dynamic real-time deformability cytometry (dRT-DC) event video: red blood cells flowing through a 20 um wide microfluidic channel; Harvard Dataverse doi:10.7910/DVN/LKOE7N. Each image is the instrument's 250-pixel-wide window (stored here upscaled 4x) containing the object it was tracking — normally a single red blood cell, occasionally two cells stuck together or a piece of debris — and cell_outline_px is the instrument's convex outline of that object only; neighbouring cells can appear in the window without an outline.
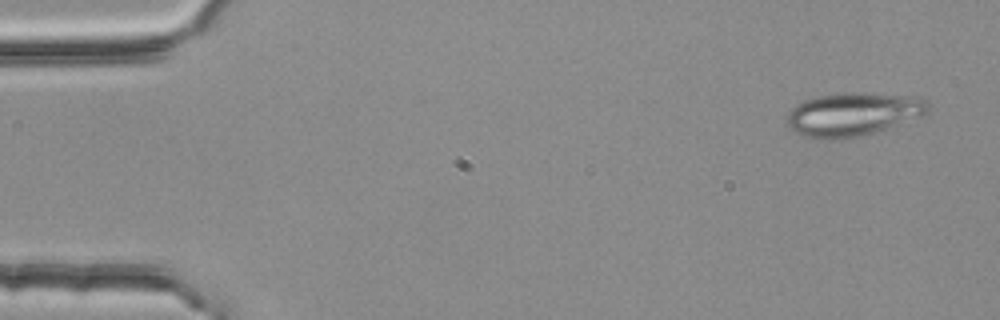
{"species": "common noctule bat (a hibernating species)", "species_latin": "Nyctalus noctula", "temperature_condition": "room temperature", "stored_images_in_passage": 5, "segment_of_instrument_passage": [1, 2], "camera_frame_rate_fps": 3000, "um_per_image_px": 0.085, "animal": {"sex": "female", "body_mass_g": 25.1}, "frame": {"image": 1, "passage_image": 1, "time_ms": 0.0, "image_size_px": [1000, 320], "cell_outline_px": [[928, 112], [924, 116], [872, 132], [856, 136], [804, 136], [788, 128], [788, 112], [796, 104], [804, 100], [820, 96], [840, 92], [864, 92], [920, 96], [928, 104]], "centroid_in_image_um": [72.56, 9.64], "position_along_channel_um": 12.4, "area_um2": 34.91}}